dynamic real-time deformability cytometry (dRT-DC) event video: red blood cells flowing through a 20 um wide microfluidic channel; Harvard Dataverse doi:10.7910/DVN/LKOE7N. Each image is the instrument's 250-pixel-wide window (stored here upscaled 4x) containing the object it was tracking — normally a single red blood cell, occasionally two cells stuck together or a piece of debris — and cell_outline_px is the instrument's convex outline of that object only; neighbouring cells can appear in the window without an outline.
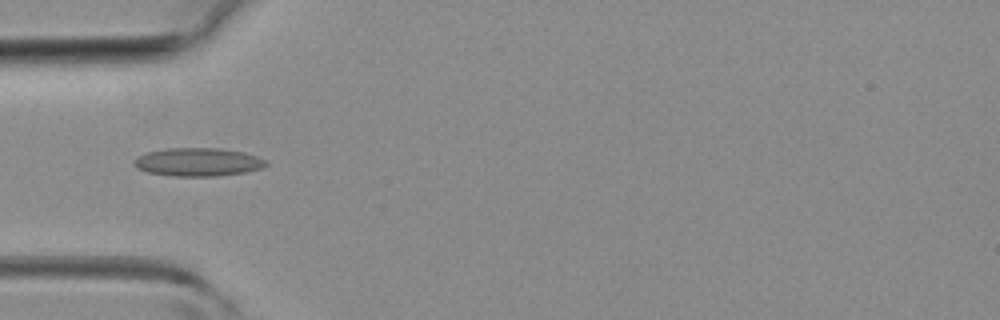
{"species": "common noctule bat (a hibernating species)", "species_latin": "Nyctalus noctula", "temperature_condition": "room temperature", "stored_images_in_passage": 40, "camera_frame_rate_fps": 3000, "um_per_image_px": 0.085, "animal": {"sex": "female", "body_mass_g": 19.3, "forearm_length_mm": 54.1}, "frame": {"image": 1, "passage_image": 12, "time_ms": 3.667, "image_size_px": [1000, 320], "cell_outline_px": [[268, 164], [260, 168], [244, 172], [216, 176], [176, 176], [148, 172], [136, 168], [132, 160], [148, 152], [168, 148], [220, 148], [244, 152], [268, 160]], "centroid_in_image_um": [16.84, 13.77], "position_along_channel_um": 68.2, "area_um2": 21.62}}
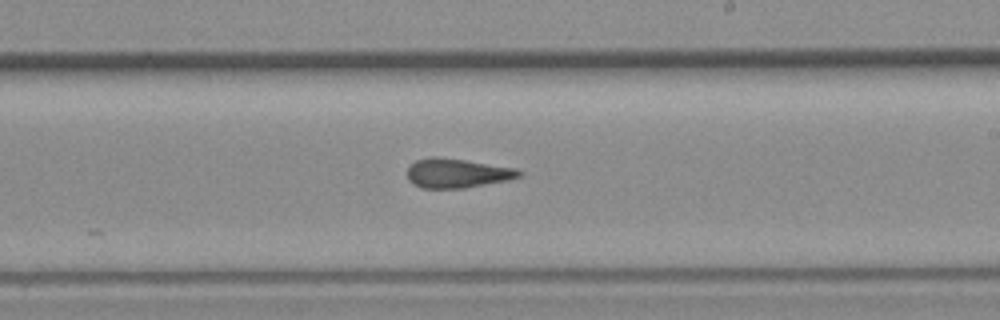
{"frame": {"image": 2, "passage_image": 23, "time_ms": 7.333, "image_size_px": [1000, 320], "cell_outline_px": [[524, 176], [508, 180], [464, 188], [420, 188], [412, 184], [408, 180], [408, 164], [416, 160], [432, 156], [436, 156], [464, 160], [516, 168], [524, 172]], "centroid_in_image_um": [38.85, 14.72], "position_along_channel_um": 250.2, "area_um2": 19.31}}
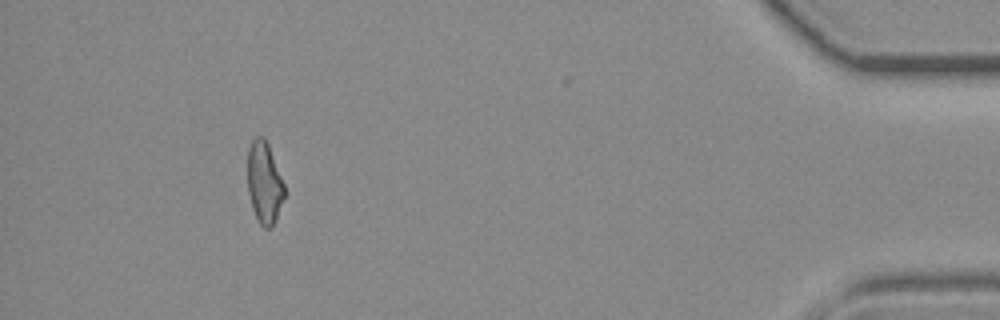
{"frame": {"image": 3, "passage_image": 37, "time_ms": 12.0, "image_size_px": [1000, 320], "cell_outline_px": [[284, 196], [276, 220], [272, 228], [264, 228], [260, 224], [252, 208], [248, 192], [248, 148], [252, 140], [256, 136], [264, 136], [268, 144], [284, 184]], "centroid_in_image_um": [22.46, 15.53], "position_along_channel_um": 412.7, "area_um2": 17.46}}